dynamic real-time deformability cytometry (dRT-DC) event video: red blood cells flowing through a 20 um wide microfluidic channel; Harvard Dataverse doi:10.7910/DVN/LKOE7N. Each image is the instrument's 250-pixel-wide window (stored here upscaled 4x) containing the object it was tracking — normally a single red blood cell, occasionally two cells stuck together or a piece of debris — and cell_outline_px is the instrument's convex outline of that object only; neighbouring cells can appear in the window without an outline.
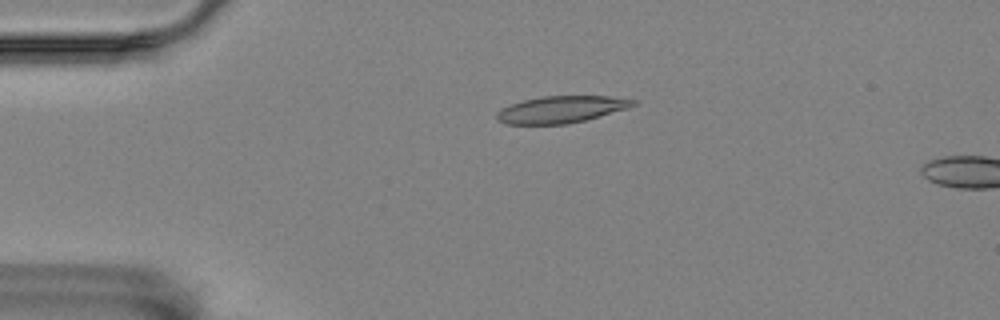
{"species": "Egyptian fruit bat (a non-hibernating species)", "species_latin": "Rousettus aegyptiacus", "temperature_condition": "room temperature", "stored_images_in_passage": 2, "camera_frame_rate_fps": 3000, "um_per_image_px": 0.085, "animal": {"sex": "female"}, "frame": {"image": 1, "passage_image": 1, "time_ms": 0.0, "image_size_px": [1000, 320], "cell_outline_px": [[636, 104], [628, 108], [584, 120], [568, 124], [504, 124], [496, 120], [496, 112], [500, 108], [524, 100], [540, 96], [608, 96], [636, 100]], "centroid_in_image_um": [47.65, 9.3], "position_along_channel_um": 37.4, "area_um2": 21.33}}